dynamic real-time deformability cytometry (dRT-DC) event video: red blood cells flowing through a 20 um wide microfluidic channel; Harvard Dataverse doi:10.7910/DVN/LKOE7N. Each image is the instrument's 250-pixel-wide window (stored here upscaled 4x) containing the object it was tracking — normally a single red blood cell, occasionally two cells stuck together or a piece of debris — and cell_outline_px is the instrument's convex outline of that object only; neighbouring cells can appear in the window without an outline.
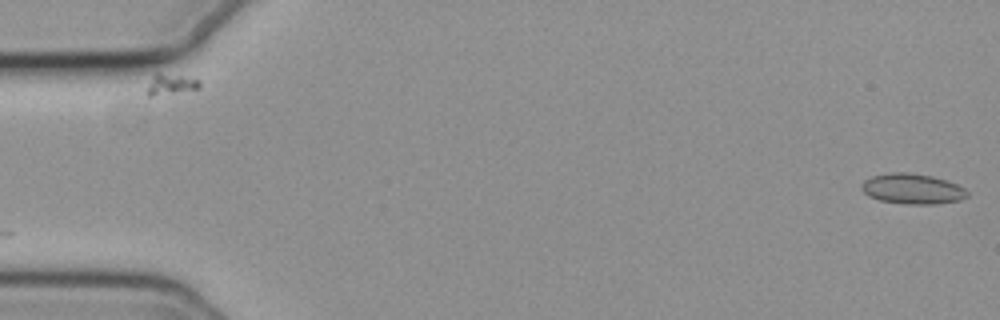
{"species": "common noctule bat (a hibernating species)", "species_latin": "Nyctalus noctula", "temperature_condition": "cold", "stored_images_in_passage": 56, "camera_frame_rate_fps": 3000, "um_per_image_px": 0.085, "animal": {"sex": "female", "body_mass_g": 19.3, "forearm_length_mm": 54.1}, "frame": {"image": 1, "passage_image": 1, "time_ms": 0.0, "image_size_px": [1000, 320], "cell_outline_px": [[968, 196], [960, 200], [936, 204], [908, 204], [880, 200], [868, 196], [860, 188], [864, 180], [872, 176], [892, 172], [908, 172], [932, 176], [956, 184], [964, 188], [968, 192]], "centroid_in_image_um": [77.54, 16.05], "position_along_channel_um": 7.5, "area_um2": 18.61}}
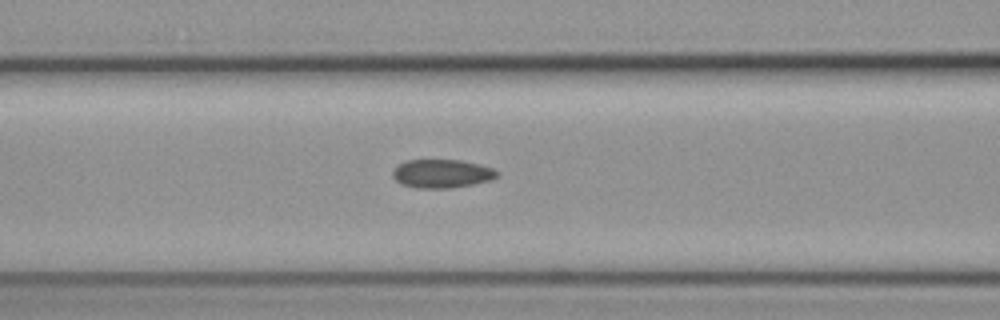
{"frame": {"image": 2, "passage_image": 23, "time_ms": 7.333, "image_size_px": [1000, 320], "cell_outline_px": [[500, 176], [492, 180], [452, 188], [416, 188], [400, 184], [392, 176], [392, 172], [396, 164], [404, 160], [460, 160], [492, 168], [500, 172]], "centroid_in_image_um": [37.53, 14.76], "position_along_channel_um": 129.1, "area_um2": 17.57}}
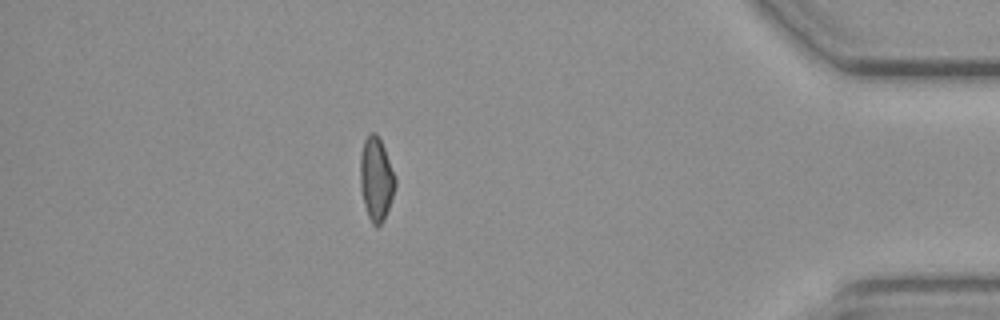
{"frame": {"image": 3, "passage_image": 49, "time_ms": 16.0, "image_size_px": [1000, 320], "cell_outline_px": [[396, 184], [384, 220], [376, 228], [372, 224], [368, 216], [364, 204], [360, 188], [360, 156], [364, 140], [368, 132], [376, 132], [384, 148], [396, 176]], "centroid_in_image_um": [31.96, 15.2], "position_along_channel_um": 403.2, "area_um2": 17.11}, "authors_computed_cell_mechanics": {"area_um2": 17.3978, "velocity_mm_per_s": 3.719, "shape_relaxation_time_tau1_ms": null, "shape_relaxation_time_tau2_ms": 1.9214, "deformation_change_tau1": null, "deformation_change_tau2": 0.0817}}